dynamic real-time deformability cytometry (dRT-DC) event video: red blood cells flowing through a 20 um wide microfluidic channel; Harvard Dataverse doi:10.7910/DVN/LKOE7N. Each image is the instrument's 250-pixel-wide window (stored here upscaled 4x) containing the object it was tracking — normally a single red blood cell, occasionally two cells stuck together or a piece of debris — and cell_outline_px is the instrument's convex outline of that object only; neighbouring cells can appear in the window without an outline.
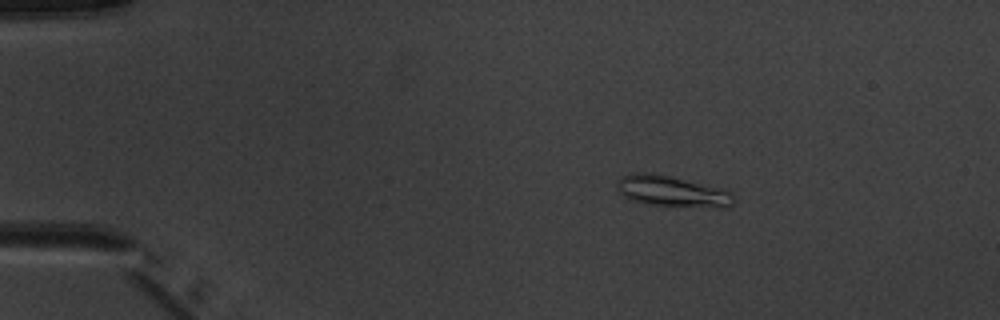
{"species": "common noctule bat (a hibernating species)", "species_latin": "Nyctalus noctula", "temperature_condition": "warm", "stored_images_in_passage": 2, "camera_frame_rate_fps": 3000, "um_per_image_px": 0.085, "animal": {"sex": "male", "body_mass_g": 20.1, "forearm_length_mm": 53.5}, "frame": {"image": 1, "passage_image": 1, "time_ms": 0.0, "image_size_px": [1000, 320], "cell_outline_px": [[736, 196], [732, 204], [728, 208], [716, 208], [648, 204], [628, 200], [620, 192], [616, 184], [620, 176], [636, 172], [652, 172], [728, 188]], "centroid_in_image_um": [57.21, 16.25], "position_along_channel_um": 27.8, "area_um2": 21.79}}